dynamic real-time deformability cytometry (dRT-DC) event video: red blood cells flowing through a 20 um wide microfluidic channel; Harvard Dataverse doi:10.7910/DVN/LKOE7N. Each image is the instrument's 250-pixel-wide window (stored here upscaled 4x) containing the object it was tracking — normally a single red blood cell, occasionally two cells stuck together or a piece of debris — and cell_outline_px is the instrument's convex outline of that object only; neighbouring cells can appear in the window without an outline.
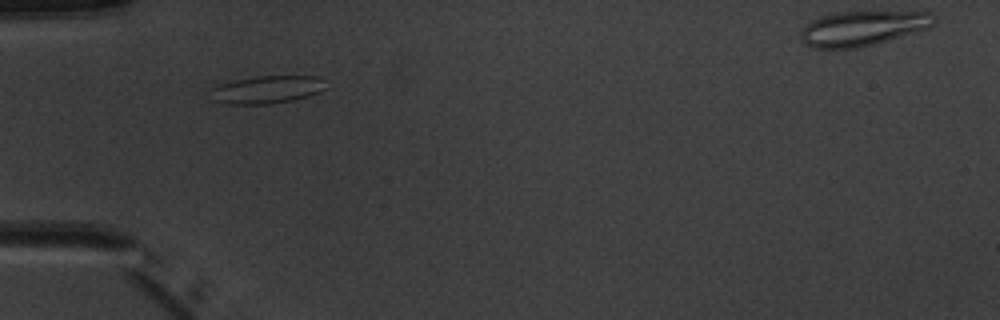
{"species": "common noctule bat (a hibernating species)", "species_latin": "Nyctalus noctula", "temperature_condition": "warm", "stored_images_in_passage": 3, "camera_frame_rate_fps": 3000, "um_per_image_px": 0.085, "animal": {"sex": "male", "body_mass_g": 20.1, "forearm_length_mm": 53.5}, "frame": {"image": 1, "passage_image": 1, "time_ms": 0.0, "image_size_px": [1000, 320], "cell_outline_px": [[328, 88], [320, 92], [308, 96], [292, 100], [268, 104], [228, 104], [212, 100], [208, 88], [236, 80], [256, 76], [320, 76], [324, 80]], "centroid_in_image_um": [22.71, 7.61], "position_along_channel_um": 62.3, "area_um2": 18.84}}
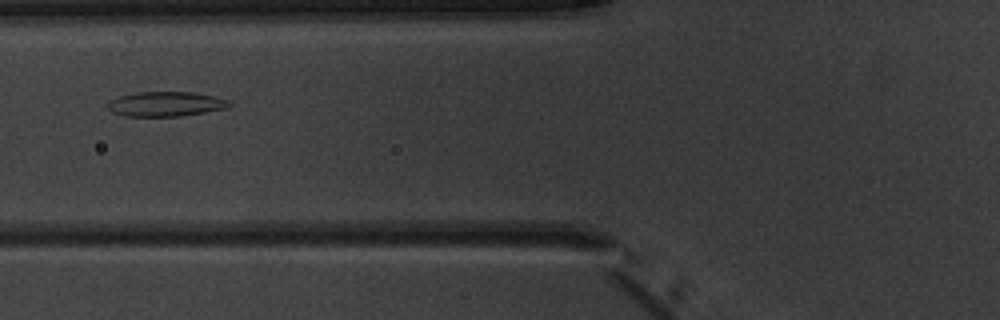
{"frame": {"image": 2, "passage_image": 2, "time_ms": 1.333, "image_size_px": [1000, 320], "cell_outline_px": [[232, 104], [228, 108], [180, 116], [124, 116], [112, 112], [108, 108], [108, 100], [116, 96], [136, 92], [192, 92], [216, 96], [228, 100]], "centroid_in_image_um": [14.07, 8.83], "position_along_channel_um": 111.7, "area_um2": 17.69}}
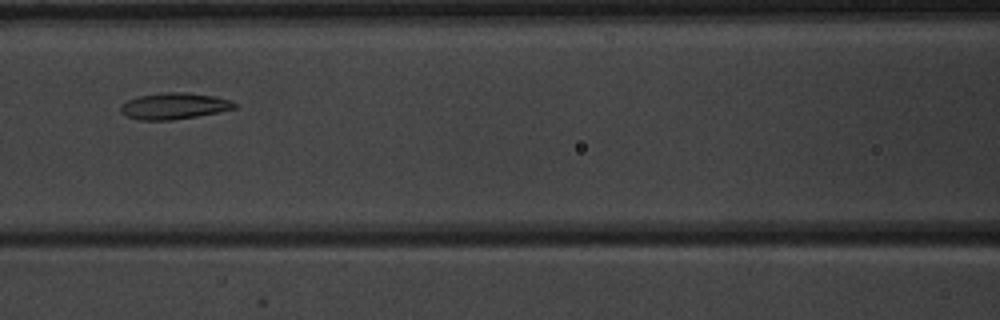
{"frame": {"image": 3, "passage_image": 3, "time_ms": 2.333, "image_size_px": [1000, 320], "cell_outline_px": [[236, 108], [196, 116], [172, 120], [140, 120], [128, 116], [120, 112], [120, 104], [136, 96], [168, 92], [184, 92], [216, 96], [232, 100], [236, 104]], "centroid_in_image_um": [14.78, 9.0], "position_along_channel_um": 151.8, "area_um2": 17.46}}